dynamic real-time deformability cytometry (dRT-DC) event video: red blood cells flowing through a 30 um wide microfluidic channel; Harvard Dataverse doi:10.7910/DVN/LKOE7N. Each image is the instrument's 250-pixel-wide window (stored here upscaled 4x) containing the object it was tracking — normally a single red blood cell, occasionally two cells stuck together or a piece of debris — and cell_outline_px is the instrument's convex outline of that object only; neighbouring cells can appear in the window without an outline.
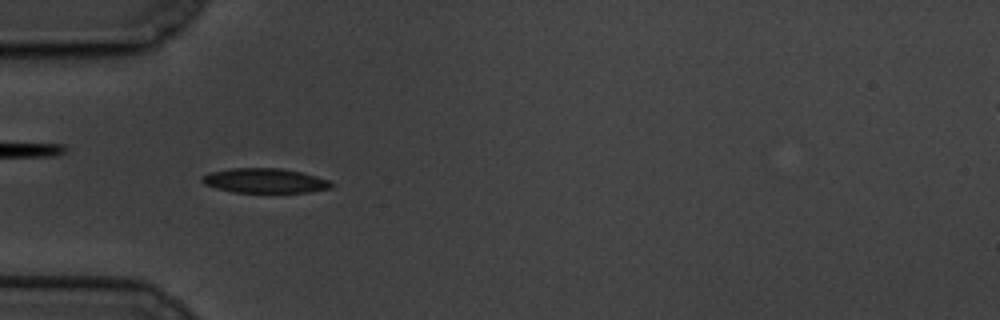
{"species": "common noctule bat (a hibernating species)", "species_latin": "Nyctalus noctula", "temperature_condition": "cold", "stored_images_in_passage": 49, "camera_frame_rate_fps": 3000, "um_per_image_px": 0.085, "animal": {"sex": "male", "body_mass_g": 19.5, "forearm_length_mm": 54.6}, "frame": {"image": 1, "passage_image": 8, "time_ms": 2.333, "image_size_px": [1000, 320], "cell_outline_px": [[332, 188], [312, 192], [232, 192], [216, 188], [204, 184], [200, 180], [200, 176], [208, 172], [232, 168], [280, 168], [300, 172], [316, 176], [328, 180], [332, 184]], "centroid_in_image_um": [22.46, 15.35], "position_along_channel_um": 62.5, "area_um2": 18.61}}
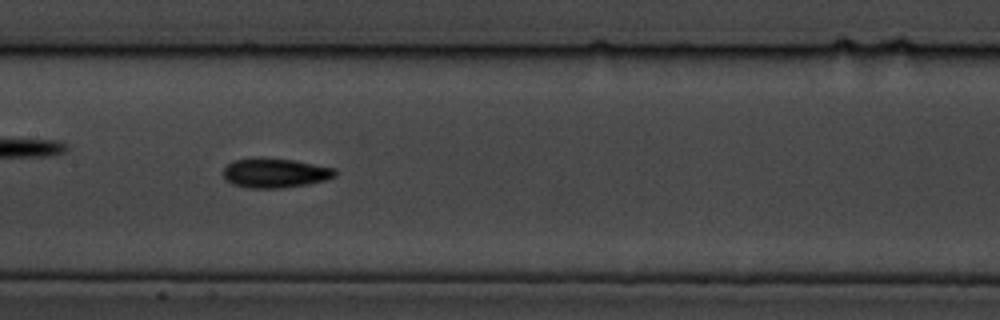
{"frame": {"image": 2, "passage_image": 19, "time_ms": 6.0, "image_size_px": [1000, 320], "cell_outline_px": [[336, 176], [324, 180], [308, 184], [284, 188], [244, 188], [232, 184], [224, 180], [224, 168], [232, 160], [296, 160], [336, 168]], "centroid_in_image_um": [23.41, 14.75], "position_along_channel_um": 184.0, "area_um2": 18.84}}
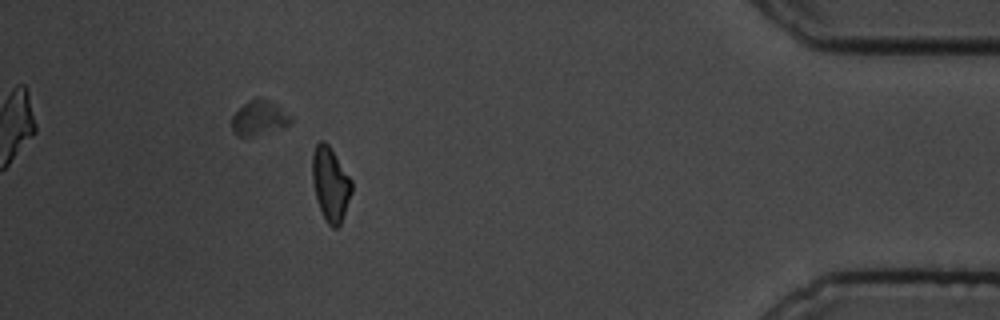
{"frame": {"image": 3, "passage_image": 43, "time_ms": 14.0, "image_size_px": [1000, 320], "cell_outline_px": [[352, 192], [340, 224], [336, 228], [332, 228], [328, 224], [320, 208], [316, 196], [312, 180], [312, 152], [316, 144], [320, 140], [324, 140], [328, 144], [352, 180]], "centroid_in_image_um": [28.08, 15.61], "position_along_channel_um": 407.1, "area_um2": 16.82}, "authors_computed_cell_mechanics": {"area_um2": 17.8024, "velocity_mm_per_s": 3.3749, "shape_relaxation_time_tau1_ms": 2.6505, "shape_relaxation_time_tau2_ms": 7.5649, "deformation_change_tau1": 0.1129, "deformation_change_tau2": 0.1383}}